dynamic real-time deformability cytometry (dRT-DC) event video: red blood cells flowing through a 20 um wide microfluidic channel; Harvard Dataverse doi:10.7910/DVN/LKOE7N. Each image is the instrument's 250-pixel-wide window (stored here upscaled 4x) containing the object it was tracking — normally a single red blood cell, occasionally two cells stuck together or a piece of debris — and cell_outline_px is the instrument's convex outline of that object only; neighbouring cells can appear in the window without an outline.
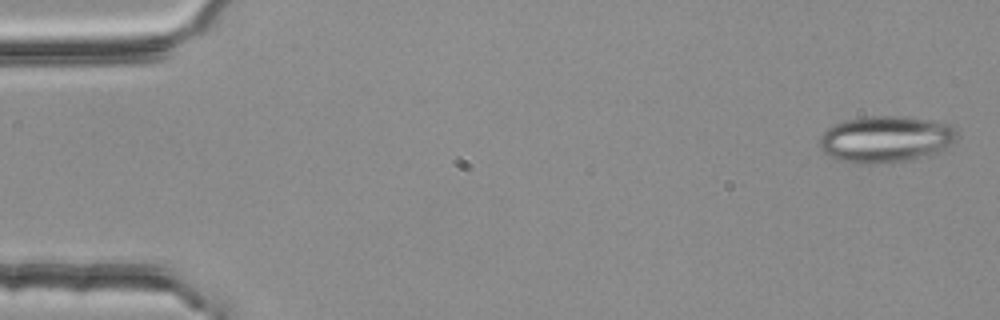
{"species": "common noctule bat (a hibernating species)", "species_latin": "Nyctalus noctula", "temperature_condition": "room temperature", "stored_images_in_passage": 3, "camera_frame_rate_fps": 3000, "um_per_image_px": 0.085, "animal": {"sex": "female", "body_mass_g": 25.1}, "frame": {"image": 1, "passage_image": 1, "time_ms": 0.0, "image_size_px": [1000, 320], "cell_outline_px": [[956, 140], [952, 144], [928, 156], [912, 160], [868, 164], [856, 164], [836, 160], [828, 156], [820, 148], [820, 136], [828, 128], [844, 120], [868, 116], [908, 116], [952, 124], [956, 128]], "centroid_in_image_um": [75.29, 11.83], "position_along_channel_um": 9.7, "area_um2": 37.69}}